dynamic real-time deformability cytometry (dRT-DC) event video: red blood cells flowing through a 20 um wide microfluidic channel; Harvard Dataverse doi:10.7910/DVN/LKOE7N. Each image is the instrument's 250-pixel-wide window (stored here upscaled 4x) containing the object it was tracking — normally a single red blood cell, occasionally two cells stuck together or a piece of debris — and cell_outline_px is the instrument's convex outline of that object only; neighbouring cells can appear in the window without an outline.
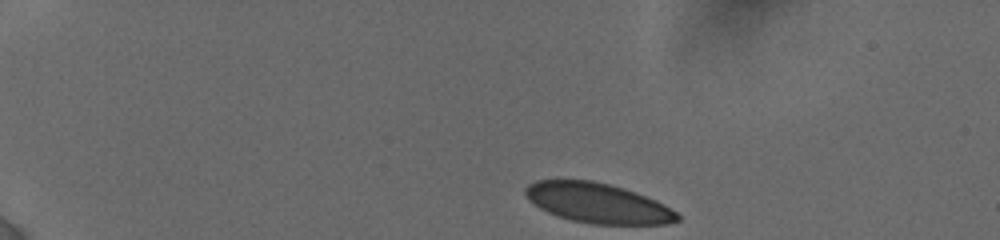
{"species": "human", "species_latin": "Homo sapiens", "temperature_condition": "cold", "stored_images_in_passage": 51, "camera_frame_rate_fps": 3000, "um_per_image_px": 0.085, "donor": {"sex": "female"}, "frame": {"image": 1, "passage_image": 1, "time_ms": 0.0, "image_size_px": [1000, 240], "cell_outline_px": [[680, 220], [668, 224], [592, 224], [572, 220], [556, 216], [540, 208], [528, 200], [524, 192], [524, 188], [528, 184], [536, 180], [592, 180], [624, 188], [656, 200], [664, 204], [676, 212], [680, 216]], "centroid_in_image_um": [50.79, 17.26], "position_along_channel_um": 34.2, "area_um2": 35.37}}
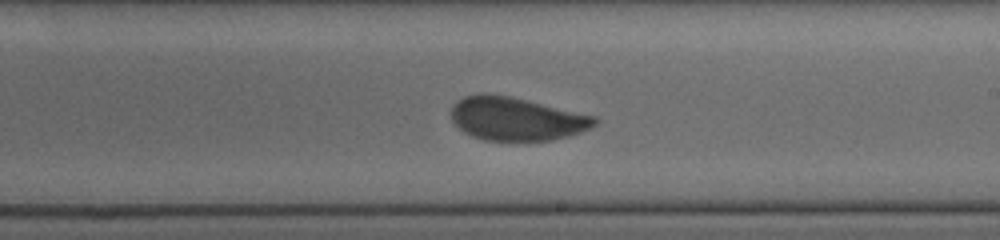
{"frame": {"image": 2, "passage_image": 28, "time_ms": 8.0, "image_size_px": [1000, 240], "cell_outline_px": [[600, 120], [596, 124], [580, 132], [568, 136], [552, 140], [484, 140], [472, 136], [464, 132], [452, 120], [452, 108], [464, 96], [508, 96], [596, 116]], "centroid_in_image_um": [43.95, 10.13], "position_along_channel_um": 245.0, "area_um2": 35.14}}
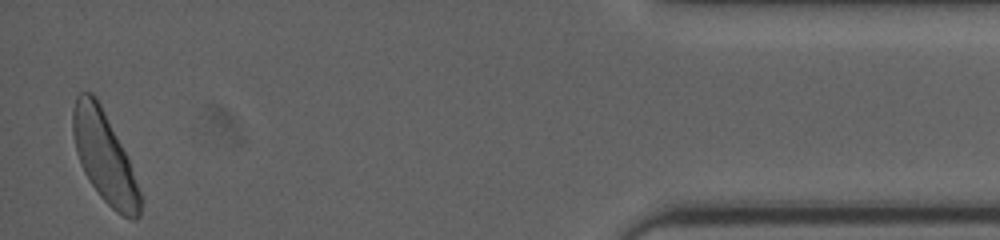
{"frame": {"image": 3, "passage_image": 49, "time_ms": 14.333, "image_size_px": [1000, 240], "cell_outline_px": [[140, 216], [136, 220], [132, 220], [116, 212], [100, 196], [88, 180], [80, 164], [76, 152], [72, 132], [72, 108], [76, 96], [80, 92], [92, 92], [96, 96], [128, 160], [140, 192]], "centroid_in_image_um": [8.83, 13.34], "position_along_channel_um": 426.4, "area_um2": 34.91}}